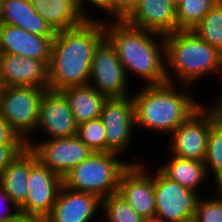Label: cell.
I'll return each instance as SVG.
<instances>
[{
  "instance_id": "13",
  "label": "cell",
  "mask_w": 222,
  "mask_h": 222,
  "mask_svg": "<svg viewBox=\"0 0 222 222\" xmlns=\"http://www.w3.org/2000/svg\"><path fill=\"white\" fill-rule=\"evenodd\" d=\"M142 161L134 162L122 173L118 193L143 219L155 217L154 172ZM150 174V175H149Z\"/></svg>"
},
{
  "instance_id": "6",
  "label": "cell",
  "mask_w": 222,
  "mask_h": 222,
  "mask_svg": "<svg viewBox=\"0 0 222 222\" xmlns=\"http://www.w3.org/2000/svg\"><path fill=\"white\" fill-rule=\"evenodd\" d=\"M48 88L2 86L0 116L25 141H33L39 117V106Z\"/></svg>"
},
{
  "instance_id": "32",
  "label": "cell",
  "mask_w": 222,
  "mask_h": 222,
  "mask_svg": "<svg viewBox=\"0 0 222 222\" xmlns=\"http://www.w3.org/2000/svg\"><path fill=\"white\" fill-rule=\"evenodd\" d=\"M1 209L5 212H2ZM19 212V207L11 201L3 187L0 185V222H9Z\"/></svg>"
},
{
  "instance_id": "12",
  "label": "cell",
  "mask_w": 222,
  "mask_h": 222,
  "mask_svg": "<svg viewBox=\"0 0 222 222\" xmlns=\"http://www.w3.org/2000/svg\"><path fill=\"white\" fill-rule=\"evenodd\" d=\"M100 118L106 131V152L120 153L132 146L135 114L132 96L107 98ZM134 131V132H133ZM124 149V150H123Z\"/></svg>"
},
{
  "instance_id": "2",
  "label": "cell",
  "mask_w": 222,
  "mask_h": 222,
  "mask_svg": "<svg viewBox=\"0 0 222 222\" xmlns=\"http://www.w3.org/2000/svg\"><path fill=\"white\" fill-rule=\"evenodd\" d=\"M104 29L127 77L130 72L144 79V85L167 82L164 35L135 28L124 20L105 19Z\"/></svg>"
},
{
  "instance_id": "26",
  "label": "cell",
  "mask_w": 222,
  "mask_h": 222,
  "mask_svg": "<svg viewBox=\"0 0 222 222\" xmlns=\"http://www.w3.org/2000/svg\"><path fill=\"white\" fill-rule=\"evenodd\" d=\"M101 210L107 222H143L144 220L118 192L102 199Z\"/></svg>"
},
{
  "instance_id": "27",
  "label": "cell",
  "mask_w": 222,
  "mask_h": 222,
  "mask_svg": "<svg viewBox=\"0 0 222 222\" xmlns=\"http://www.w3.org/2000/svg\"><path fill=\"white\" fill-rule=\"evenodd\" d=\"M76 135L93 152H106V131L100 117L77 125Z\"/></svg>"
},
{
  "instance_id": "37",
  "label": "cell",
  "mask_w": 222,
  "mask_h": 222,
  "mask_svg": "<svg viewBox=\"0 0 222 222\" xmlns=\"http://www.w3.org/2000/svg\"><path fill=\"white\" fill-rule=\"evenodd\" d=\"M219 71H222V67H221V69H220ZM221 81H222V80H221ZM219 95H220V96H219ZM217 97H218V98L215 99V100H213L214 103H213L211 106H209V107L214 108V109H217V110H222V93H221V94H218ZM215 101H216V102H215Z\"/></svg>"
},
{
  "instance_id": "38",
  "label": "cell",
  "mask_w": 222,
  "mask_h": 222,
  "mask_svg": "<svg viewBox=\"0 0 222 222\" xmlns=\"http://www.w3.org/2000/svg\"><path fill=\"white\" fill-rule=\"evenodd\" d=\"M215 180V184H216V192H222V172L215 178L213 179Z\"/></svg>"
},
{
  "instance_id": "24",
  "label": "cell",
  "mask_w": 222,
  "mask_h": 222,
  "mask_svg": "<svg viewBox=\"0 0 222 222\" xmlns=\"http://www.w3.org/2000/svg\"><path fill=\"white\" fill-rule=\"evenodd\" d=\"M220 0H181L176 8L177 30H192Z\"/></svg>"
},
{
  "instance_id": "36",
  "label": "cell",
  "mask_w": 222,
  "mask_h": 222,
  "mask_svg": "<svg viewBox=\"0 0 222 222\" xmlns=\"http://www.w3.org/2000/svg\"><path fill=\"white\" fill-rule=\"evenodd\" d=\"M212 127L222 135V110L210 107Z\"/></svg>"
},
{
  "instance_id": "23",
  "label": "cell",
  "mask_w": 222,
  "mask_h": 222,
  "mask_svg": "<svg viewBox=\"0 0 222 222\" xmlns=\"http://www.w3.org/2000/svg\"><path fill=\"white\" fill-rule=\"evenodd\" d=\"M30 173V149L27 147L0 174V185L11 201L20 207L28 192V176Z\"/></svg>"
},
{
  "instance_id": "18",
  "label": "cell",
  "mask_w": 222,
  "mask_h": 222,
  "mask_svg": "<svg viewBox=\"0 0 222 222\" xmlns=\"http://www.w3.org/2000/svg\"><path fill=\"white\" fill-rule=\"evenodd\" d=\"M53 38L32 34L13 25L0 24L2 53L35 58L47 65L50 61Z\"/></svg>"
},
{
  "instance_id": "40",
  "label": "cell",
  "mask_w": 222,
  "mask_h": 222,
  "mask_svg": "<svg viewBox=\"0 0 222 222\" xmlns=\"http://www.w3.org/2000/svg\"><path fill=\"white\" fill-rule=\"evenodd\" d=\"M168 1L173 5V7L177 8L181 0H168Z\"/></svg>"
},
{
  "instance_id": "20",
  "label": "cell",
  "mask_w": 222,
  "mask_h": 222,
  "mask_svg": "<svg viewBox=\"0 0 222 222\" xmlns=\"http://www.w3.org/2000/svg\"><path fill=\"white\" fill-rule=\"evenodd\" d=\"M31 3L55 32L75 28L87 19L75 0H31Z\"/></svg>"
},
{
  "instance_id": "21",
  "label": "cell",
  "mask_w": 222,
  "mask_h": 222,
  "mask_svg": "<svg viewBox=\"0 0 222 222\" xmlns=\"http://www.w3.org/2000/svg\"><path fill=\"white\" fill-rule=\"evenodd\" d=\"M68 100L77 125L100 117L107 97L90 84L72 86L61 91Z\"/></svg>"
},
{
  "instance_id": "22",
  "label": "cell",
  "mask_w": 222,
  "mask_h": 222,
  "mask_svg": "<svg viewBox=\"0 0 222 222\" xmlns=\"http://www.w3.org/2000/svg\"><path fill=\"white\" fill-rule=\"evenodd\" d=\"M159 170L168 179L194 192L199 191L208 173L204 161L172 156ZM198 189V190H197Z\"/></svg>"
},
{
  "instance_id": "15",
  "label": "cell",
  "mask_w": 222,
  "mask_h": 222,
  "mask_svg": "<svg viewBox=\"0 0 222 222\" xmlns=\"http://www.w3.org/2000/svg\"><path fill=\"white\" fill-rule=\"evenodd\" d=\"M2 86H31L48 88V65L41 60L15 54L0 55Z\"/></svg>"
},
{
  "instance_id": "10",
  "label": "cell",
  "mask_w": 222,
  "mask_h": 222,
  "mask_svg": "<svg viewBox=\"0 0 222 222\" xmlns=\"http://www.w3.org/2000/svg\"><path fill=\"white\" fill-rule=\"evenodd\" d=\"M37 160L63 178L72 168L87 160L93 151L77 135L66 138L26 141Z\"/></svg>"
},
{
  "instance_id": "17",
  "label": "cell",
  "mask_w": 222,
  "mask_h": 222,
  "mask_svg": "<svg viewBox=\"0 0 222 222\" xmlns=\"http://www.w3.org/2000/svg\"><path fill=\"white\" fill-rule=\"evenodd\" d=\"M124 21L162 35L177 30L176 8L168 0H141Z\"/></svg>"
},
{
  "instance_id": "30",
  "label": "cell",
  "mask_w": 222,
  "mask_h": 222,
  "mask_svg": "<svg viewBox=\"0 0 222 222\" xmlns=\"http://www.w3.org/2000/svg\"><path fill=\"white\" fill-rule=\"evenodd\" d=\"M141 0H111V20H124Z\"/></svg>"
},
{
  "instance_id": "3",
  "label": "cell",
  "mask_w": 222,
  "mask_h": 222,
  "mask_svg": "<svg viewBox=\"0 0 222 222\" xmlns=\"http://www.w3.org/2000/svg\"><path fill=\"white\" fill-rule=\"evenodd\" d=\"M175 83L143 85L133 93L135 128H146L154 133L171 134L202 104L192 93L177 89Z\"/></svg>"
},
{
  "instance_id": "25",
  "label": "cell",
  "mask_w": 222,
  "mask_h": 222,
  "mask_svg": "<svg viewBox=\"0 0 222 222\" xmlns=\"http://www.w3.org/2000/svg\"><path fill=\"white\" fill-rule=\"evenodd\" d=\"M191 31L222 53V0L213 6Z\"/></svg>"
},
{
  "instance_id": "31",
  "label": "cell",
  "mask_w": 222,
  "mask_h": 222,
  "mask_svg": "<svg viewBox=\"0 0 222 222\" xmlns=\"http://www.w3.org/2000/svg\"><path fill=\"white\" fill-rule=\"evenodd\" d=\"M26 148H27V145H0V174Z\"/></svg>"
},
{
  "instance_id": "5",
  "label": "cell",
  "mask_w": 222,
  "mask_h": 222,
  "mask_svg": "<svg viewBox=\"0 0 222 222\" xmlns=\"http://www.w3.org/2000/svg\"><path fill=\"white\" fill-rule=\"evenodd\" d=\"M117 153L93 152L91 156L72 168L63 178L67 189L91 193L101 200L118 192L122 173L132 164L122 161Z\"/></svg>"
},
{
  "instance_id": "28",
  "label": "cell",
  "mask_w": 222,
  "mask_h": 222,
  "mask_svg": "<svg viewBox=\"0 0 222 222\" xmlns=\"http://www.w3.org/2000/svg\"><path fill=\"white\" fill-rule=\"evenodd\" d=\"M207 173L214 175V179L222 172V135L213 127L210 130L204 160Z\"/></svg>"
},
{
  "instance_id": "39",
  "label": "cell",
  "mask_w": 222,
  "mask_h": 222,
  "mask_svg": "<svg viewBox=\"0 0 222 222\" xmlns=\"http://www.w3.org/2000/svg\"><path fill=\"white\" fill-rule=\"evenodd\" d=\"M143 222H164V221L157 217H151V218H145Z\"/></svg>"
},
{
  "instance_id": "4",
  "label": "cell",
  "mask_w": 222,
  "mask_h": 222,
  "mask_svg": "<svg viewBox=\"0 0 222 222\" xmlns=\"http://www.w3.org/2000/svg\"><path fill=\"white\" fill-rule=\"evenodd\" d=\"M164 46L167 82L180 80L181 88L193 87L203 76L217 74L222 67V53L191 30H176L164 35ZM170 72H175V79L178 76L179 80L172 79L174 74Z\"/></svg>"
},
{
  "instance_id": "11",
  "label": "cell",
  "mask_w": 222,
  "mask_h": 222,
  "mask_svg": "<svg viewBox=\"0 0 222 222\" xmlns=\"http://www.w3.org/2000/svg\"><path fill=\"white\" fill-rule=\"evenodd\" d=\"M28 192L25 202L19 207L24 214L46 218L56 202L58 192L63 185L62 178L42 165L30 150V173Z\"/></svg>"
},
{
  "instance_id": "35",
  "label": "cell",
  "mask_w": 222,
  "mask_h": 222,
  "mask_svg": "<svg viewBox=\"0 0 222 222\" xmlns=\"http://www.w3.org/2000/svg\"><path fill=\"white\" fill-rule=\"evenodd\" d=\"M9 222H47L46 218L19 212Z\"/></svg>"
},
{
  "instance_id": "41",
  "label": "cell",
  "mask_w": 222,
  "mask_h": 222,
  "mask_svg": "<svg viewBox=\"0 0 222 222\" xmlns=\"http://www.w3.org/2000/svg\"><path fill=\"white\" fill-rule=\"evenodd\" d=\"M2 0H0V20H1Z\"/></svg>"
},
{
  "instance_id": "42",
  "label": "cell",
  "mask_w": 222,
  "mask_h": 222,
  "mask_svg": "<svg viewBox=\"0 0 222 222\" xmlns=\"http://www.w3.org/2000/svg\"><path fill=\"white\" fill-rule=\"evenodd\" d=\"M2 54L1 44H0V55Z\"/></svg>"
},
{
  "instance_id": "9",
  "label": "cell",
  "mask_w": 222,
  "mask_h": 222,
  "mask_svg": "<svg viewBox=\"0 0 222 222\" xmlns=\"http://www.w3.org/2000/svg\"><path fill=\"white\" fill-rule=\"evenodd\" d=\"M207 106V107H206ZM209 105H202L169 136L172 156L204 161L212 128Z\"/></svg>"
},
{
  "instance_id": "33",
  "label": "cell",
  "mask_w": 222,
  "mask_h": 222,
  "mask_svg": "<svg viewBox=\"0 0 222 222\" xmlns=\"http://www.w3.org/2000/svg\"><path fill=\"white\" fill-rule=\"evenodd\" d=\"M0 145H27L0 116Z\"/></svg>"
},
{
  "instance_id": "14",
  "label": "cell",
  "mask_w": 222,
  "mask_h": 222,
  "mask_svg": "<svg viewBox=\"0 0 222 222\" xmlns=\"http://www.w3.org/2000/svg\"><path fill=\"white\" fill-rule=\"evenodd\" d=\"M42 129V130H41ZM41 131L47 139L75 136L77 123L67 98L61 91L47 89L40 102L35 132Z\"/></svg>"
},
{
  "instance_id": "29",
  "label": "cell",
  "mask_w": 222,
  "mask_h": 222,
  "mask_svg": "<svg viewBox=\"0 0 222 222\" xmlns=\"http://www.w3.org/2000/svg\"><path fill=\"white\" fill-rule=\"evenodd\" d=\"M212 198H199L193 222H222V192Z\"/></svg>"
},
{
  "instance_id": "34",
  "label": "cell",
  "mask_w": 222,
  "mask_h": 222,
  "mask_svg": "<svg viewBox=\"0 0 222 222\" xmlns=\"http://www.w3.org/2000/svg\"><path fill=\"white\" fill-rule=\"evenodd\" d=\"M78 9L80 12L85 16L87 19H94L95 16L91 17V15L88 13V10H86V6L90 5L94 6L97 9H101L102 12H105V14H108V16L111 15V0H75ZM90 16V17H89Z\"/></svg>"
},
{
  "instance_id": "16",
  "label": "cell",
  "mask_w": 222,
  "mask_h": 222,
  "mask_svg": "<svg viewBox=\"0 0 222 222\" xmlns=\"http://www.w3.org/2000/svg\"><path fill=\"white\" fill-rule=\"evenodd\" d=\"M102 209V200L94 194L61 186L47 222H89Z\"/></svg>"
},
{
  "instance_id": "19",
  "label": "cell",
  "mask_w": 222,
  "mask_h": 222,
  "mask_svg": "<svg viewBox=\"0 0 222 222\" xmlns=\"http://www.w3.org/2000/svg\"><path fill=\"white\" fill-rule=\"evenodd\" d=\"M0 24L13 25L43 37H54L56 33L38 15L32 6L31 0H2Z\"/></svg>"
},
{
  "instance_id": "8",
  "label": "cell",
  "mask_w": 222,
  "mask_h": 222,
  "mask_svg": "<svg viewBox=\"0 0 222 222\" xmlns=\"http://www.w3.org/2000/svg\"><path fill=\"white\" fill-rule=\"evenodd\" d=\"M89 84L107 98L130 96V83L124 67L105 37L93 52Z\"/></svg>"
},
{
  "instance_id": "1",
  "label": "cell",
  "mask_w": 222,
  "mask_h": 222,
  "mask_svg": "<svg viewBox=\"0 0 222 222\" xmlns=\"http://www.w3.org/2000/svg\"><path fill=\"white\" fill-rule=\"evenodd\" d=\"M104 37V19L98 18L57 31L51 45L48 89L62 91L89 84L93 52Z\"/></svg>"
},
{
  "instance_id": "7",
  "label": "cell",
  "mask_w": 222,
  "mask_h": 222,
  "mask_svg": "<svg viewBox=\"0 0 222 222\" xmlns=\"http://www.w3.org/2000/svg\"><path fill=\"white\" fill-rule=\"evenodd\" d=\"M155 217L164 222H193L200 195L165 177L154 174Z\"/></svg>"
}]
</instances>
